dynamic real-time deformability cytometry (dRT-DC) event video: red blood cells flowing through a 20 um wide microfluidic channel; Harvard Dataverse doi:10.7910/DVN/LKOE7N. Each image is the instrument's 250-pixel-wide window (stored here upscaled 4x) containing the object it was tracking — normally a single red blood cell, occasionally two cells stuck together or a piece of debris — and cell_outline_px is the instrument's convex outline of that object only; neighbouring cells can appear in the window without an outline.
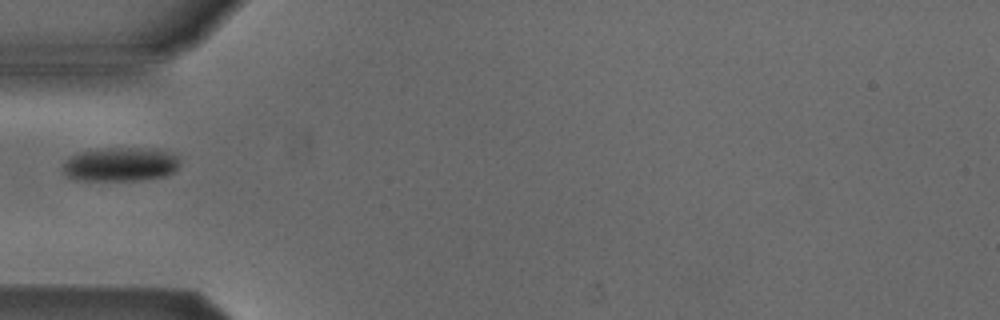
{"species": "Egyptian fruit bat (a non-hibernating species)", "species_latin": "Rousettus aegyptiacus", "temperature_condition": "cold", "stored_images_in_passage": 36, "camera_frame_rate_fps": 3000, "um_per_image_px": 0.085, "animal": {"sex": "male"}, "frame": {"image": 1, "passage_image": 1, "time_ms": 0.0, "image_size_px": [1000, 320], "cell_outline_px": [[180, 164], [172, 172], [164, 176], [140, 180], [76, 180], [68, 176], [64, 172], [64, 164], [68, 156], [76, 152], [108, 148], [156, 148], [172, 152], [180, 160]], "centroid_in_image_um": [10.25, 13.95], "position_along_channel_um": 74.7, "area_um2": 23.29}}
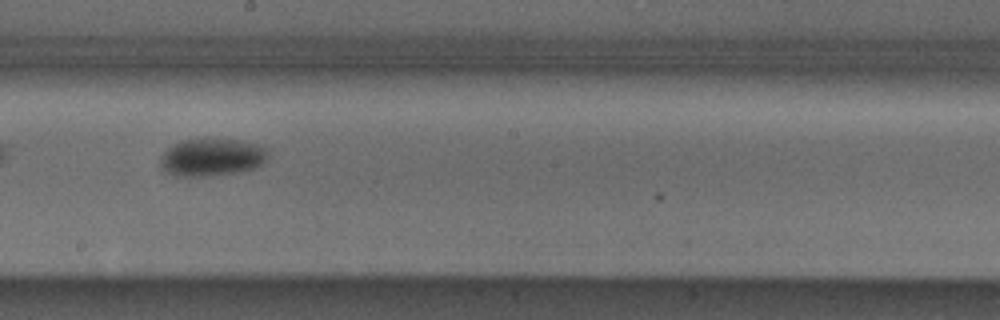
{"frame": {"image": 2, "passage_image": 13, "time_ms": 4.0, "image_size_px": [1000, 320], "cell_outline_px": [[268, 160], [264, 164], [256, 168], [236, 172], [204, 176], [176, 176], [160, 168], [160, 156], [172, 144], [180, 140], [204, 136], [208, 136], [240, 140], [256, 144], [268, 148]], "centroid_in_image_um": [18.01, 13.31], "position_along_channel_um": 230.2, "area_um2": 24.51}}
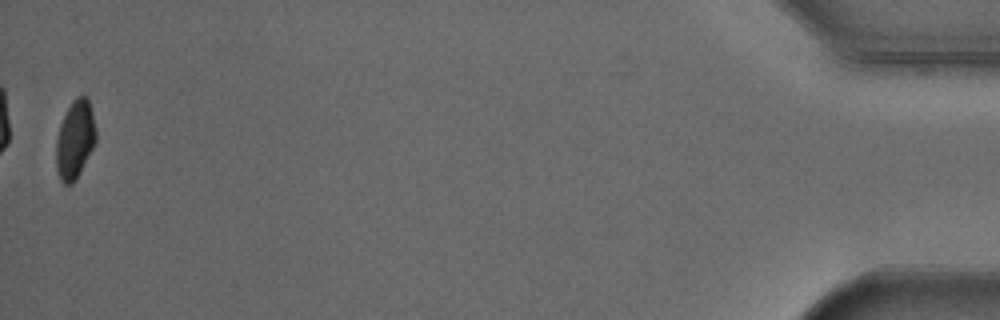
{"frame": {"image": 3, "passage_image": 36, "time_ms": 11.667, "image_size_px": [1000, 320], "cell_outline_px": [[96, 144], [76, 180], [72, 184], [64, 184], [60, 180], [56, 172], [56, 140], [60, 124], [72, 100], [76, 96], [88, 96], [96, 128]], "centroid_in_image_um": [6.38, 11.88], "position_along_channel_um": 428.8, "area_um2": 18.5}}